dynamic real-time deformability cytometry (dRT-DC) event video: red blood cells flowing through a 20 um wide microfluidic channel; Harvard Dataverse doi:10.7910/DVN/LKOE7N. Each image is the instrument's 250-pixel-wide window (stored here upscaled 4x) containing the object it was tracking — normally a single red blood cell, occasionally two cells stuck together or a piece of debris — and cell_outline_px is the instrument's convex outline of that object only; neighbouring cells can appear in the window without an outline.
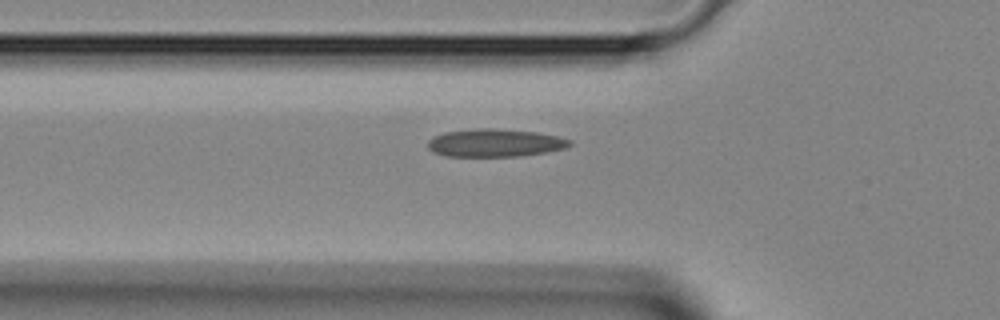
{"species": "Egyptian fruit bat (a non-hibernating species)", "species_latin": "Rousettus aegyptiacus", "temperature_condition": "room temperature", "stored_images_in_passage": 28, "camera_frame_rate_fps": 3000, "um_per_image_px": 0.085, "animal": {"sex": "female"}, "frame": {"image": 1, "passage_image": 3, "time_ms": 0.667, "image_size_px": [1000, 320], "cell_outline_px": [[572, 144], [564, 148], [544, 152], [520, 156], [448, 156], [432, 152], [428, 148], [428, 140], [444, 132], [480, 128], [492, 128], [536, 132], [556, 136], [572, 140]], "centroid_in_image_um": [42.06, 12.14], "position_along_channel_um": 83.7, "area_um2": 22.83}}
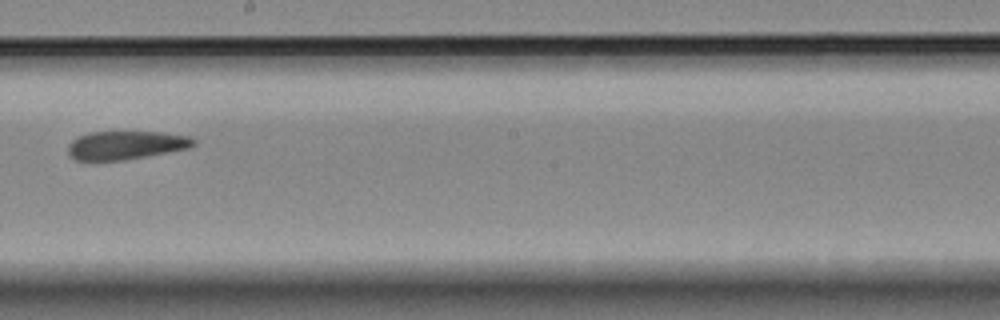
{"frame": {"image": 2, "passage_image": 13, "time_ms": 4.0, "image_size_px": [1000, 320], "cell_outline_px": [[196, 144], [192, 148], [148, 156], [124, 160], [76, 160], [68, 156], [68, 144], [72, 140], [88, 132], [160, 132], [188, 136], [196, 140]], "centroid_in_image_um": [10.72, 12.34], "position_along_channel_um": 237.5, "area_um2": 20.98}}
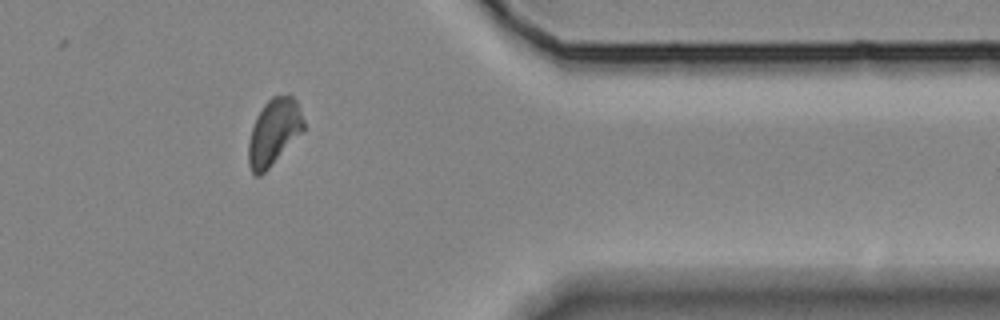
{"frame": {"image": 3, "passage_image": 24, "time_ms": 7.667, "image_size_px": [1000, 320], "cell_outline_px": [[304, 132], [260, 176], [256, 176], [252, 172], [248, 164], [248, 144], [252, 128], [256, 116], [264, 104], [272, 96], [288, 92], [296, 100], [304, 120]], "centroid_in_image_um": [23.29, 11.19], "position_along_channel_um": 388.1, "area_um2": 21.56}}